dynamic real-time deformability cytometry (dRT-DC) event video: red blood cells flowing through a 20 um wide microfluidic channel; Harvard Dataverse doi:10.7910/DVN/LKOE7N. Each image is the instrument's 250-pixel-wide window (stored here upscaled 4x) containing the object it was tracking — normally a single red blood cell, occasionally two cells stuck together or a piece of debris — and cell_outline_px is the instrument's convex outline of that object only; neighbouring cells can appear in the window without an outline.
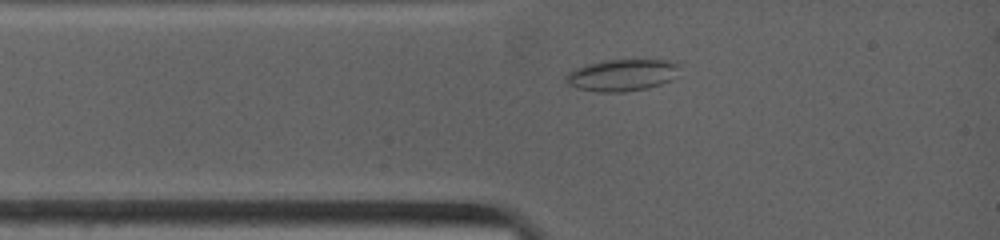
{"species": "common noctule bat (a hibernating species)", "species_latin": "Nyctalus noctula", "temperature_condition": "warm", "stored_images_in_passage": 13, "camera_frame_rate_fps": 4500, "um_per_image_px": 0.085, "animal": {"sex": "female", "body_mass_g": 19.0, "forearm_length_mm": 53.3}, "frame": {"image": 1, "passage_image": 1, "time_ms": 0.0, "image_size_px": [1000, 240], "cell_outline_px": [[680, 76], [672, 80], [648, 88], [624, 92], [596, 92], [580, 88], [568, 84], [564, 80], [564, 76], [568, 72], [584, 64], [604, 60], [636, 56], [668, 60], [680, 64]], "centroid_in_image_um": [52.96, 6.32], "position_along_channel_um": 32.0, "area_um2": 22.37}}
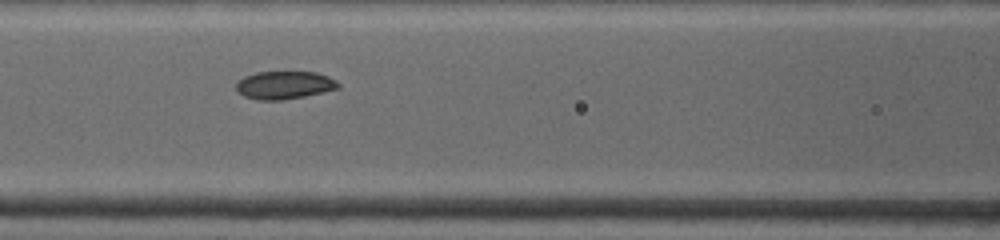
{"frame": {"image": 2, "passage_image": 9, "time_ms": 2.889, "image_size_px": [1000, 240], "cell_outline_px": [[340, 88], [324, 92], [284, 100], [256, 100], [244, 96], [236, 88], [236, 80], [244, 76], [256, 72], [316, 72], [328, 76], [336, 80], [340, 84]], "centroid_in_image_um": [24.17, 7.23], "position_along_channel_um": 142.4, "area_um2": 16.76}}
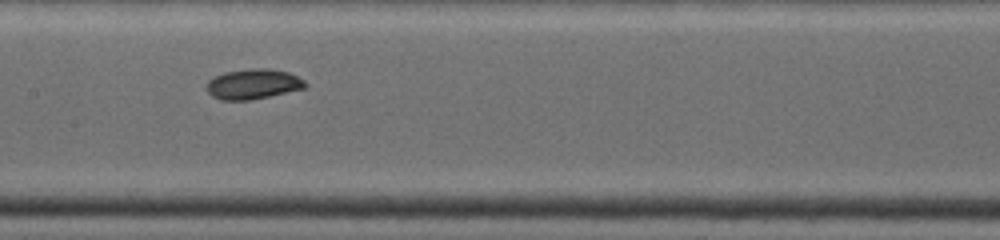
{"frame": {"image": 3, "passage_image": 12, "time_ms": 4.0, "image_size_px": [1000, 240], "cell_outline_px": [[308, 88], [248, 100], [220, 100], [212, 96], [204, 88], [208, 80], [224, 72], [248, 68], [264, 68], [288, 72], [304, 80], [308, 84]], "centroid_in_image_um": [21.5, 7.14], "position_along_channel_um": 185.9, "area_um2": 17.46}}